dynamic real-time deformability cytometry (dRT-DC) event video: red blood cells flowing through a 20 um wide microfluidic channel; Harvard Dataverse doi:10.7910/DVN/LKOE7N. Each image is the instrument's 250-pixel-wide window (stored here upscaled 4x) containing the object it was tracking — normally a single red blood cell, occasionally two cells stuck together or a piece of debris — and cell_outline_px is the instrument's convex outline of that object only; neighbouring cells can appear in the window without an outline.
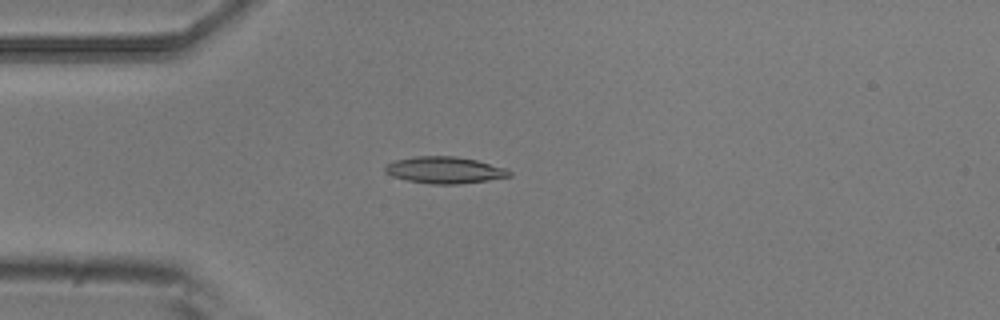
{"species": "common noctule bat (a hibernating species)", "species_latin": "Nyctalus noctula", "temperature_condition": "room temperature", "stored_images_in_passage": 1, "camera_frame_rate_fps": 3000, "um_per_image_px": 0.085, "animal": {"sex": "male", "body_mass_g": 20.5, "forearm_length_mm": 52.5}, "frame": {"image": 1, "passage_image": 1, "time_ms": 0.0, "image_size_px": [1000, 320], "cell_outline_px": [[512, 176], [488, 180], [460, 184], [428, 184], [408, 180], [392, 176], [384, 172], [384, 168], [392, 160], [416, 156], [456, 156], [476, 160], [508, 168], [512, 172]], "centroid_in_image_um": [37.81, 14.45], "position_along_channel_um": 47.2, "area_um2": 19.54}}